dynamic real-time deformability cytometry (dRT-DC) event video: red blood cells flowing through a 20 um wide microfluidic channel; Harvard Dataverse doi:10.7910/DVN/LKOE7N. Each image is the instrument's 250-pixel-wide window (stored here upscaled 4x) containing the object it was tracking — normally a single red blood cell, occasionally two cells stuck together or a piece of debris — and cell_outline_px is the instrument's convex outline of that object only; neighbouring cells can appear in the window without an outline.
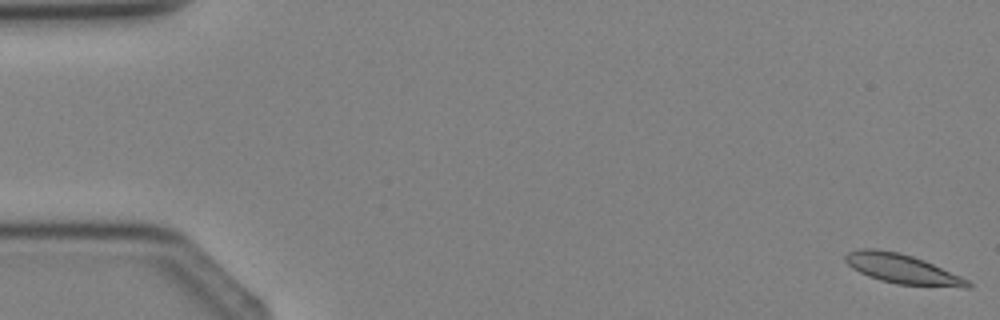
{"species": "Egyptian fruit bat (a non-hibernating species)", "species_latin": "Rousettus aegyptiacus", "temperature_condition": "cold", "stored_images_in_passage": 4, "camera_frame_rate_fps": 3000, "um_per_image_px": 0.085, "animal": {"sex": "female"}, "frame": {"image": 1, "passage_image": 1, "time_ms": 0.0, "image_size_px": [1000, 320], "cell_outline_px": [[972, 288], [964, 288], [896, 284], [880, 280], [868, 276], [852, 268], [844, 260], [844, 256], [848, 252], [860, 248], [876, 248], [900, 252], [924, 260], [960, 276], [968, 280], [972, 284]], "centroid_in_image_um": [76.69, 22.86], "position_along_channel_um": 8.3, "area_um2": 21.21}}
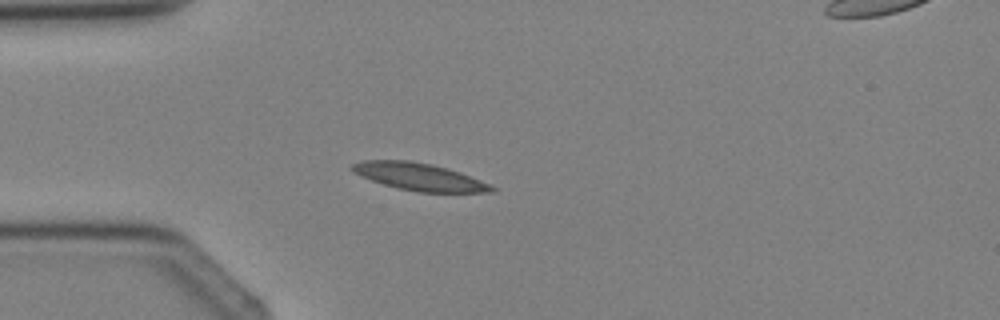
{"frame": {"image": 2, "passage_image": 4, "time_ms": 3.333, "image_size_px": [1000, 320], "cell_outline_px": [[496, 192], [420, 192], [400, 188], [384, 184], [360, 176], [352, 172], [348, 168], [352, 164], [360, 160], [408, 160], [432, 164], [448, 168], [460, 172], [488, 184], [496, 188]], "centroid_in_image_um": [35.58, 15.01], "position_along_channel_um": 49.4, "area_um2": 22.14}}